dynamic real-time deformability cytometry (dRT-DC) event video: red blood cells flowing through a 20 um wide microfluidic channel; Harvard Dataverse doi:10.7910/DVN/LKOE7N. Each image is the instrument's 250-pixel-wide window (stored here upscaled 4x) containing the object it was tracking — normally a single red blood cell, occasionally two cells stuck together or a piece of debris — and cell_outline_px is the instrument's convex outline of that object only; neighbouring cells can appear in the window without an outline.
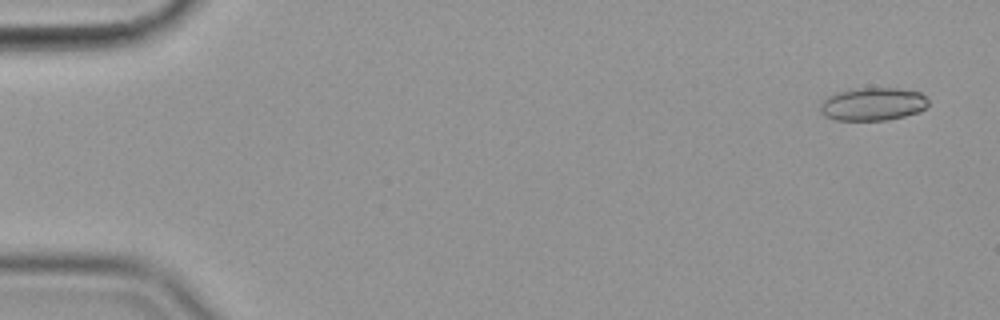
{"species": "common noctule bat (a hibernating species)", "species_latin": "Nyctalus noctula", "temperature_condition": "cold", "stored_images_in_passage": 55, "camera_frame_rate_fps": 3000, "um_per_image_px": 0.085, "animal": {"sex": "female", "body_mass_g": 19.9}, "frame": {"image": 1, "passage_image": 1, "time_ms": 0.0, "image_size_px": [1000, 320], "cell_outline_px": [[928, 104], [920, 112], [888, 120], [836, 120], [824, 116], [820, 112], [820, 104], [828, 96], [836, 92], [860, 88], [896, 88], [920, 92], [928, 100]], "centroid_in_image_um": [74.18, 8.85], "position_along_channel_um": 10.8, "area_um2": 20.81}}
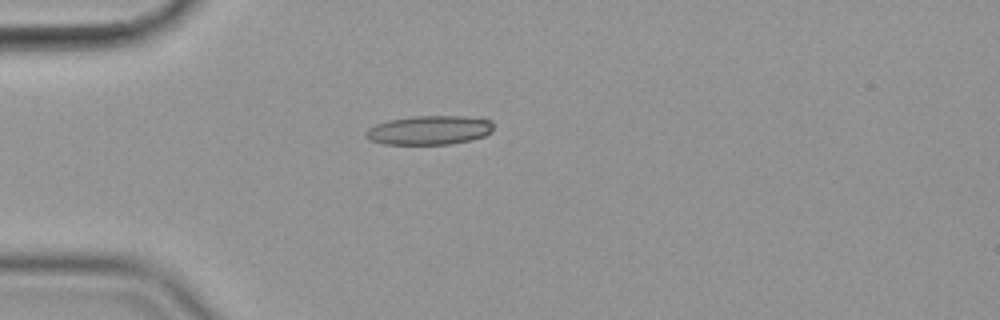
{"frame": {"image": 2, "passage_image": 14, "time_ms": 4.333, "image_size_px": [1000, 320], "cell_outline_px": [[492, 132], [484, 136], [472, 140], [452, 144], [384, 144], [368, 140], [364, 136], [364, 132], [368, 128], [376, 124], [388, 120], [416, 116], [484, 116], [492, 120]], "centroid_in_image_um": [36.53, 11.05], "position_along_channel_um": 48.5, "area_um2": 22.08}}
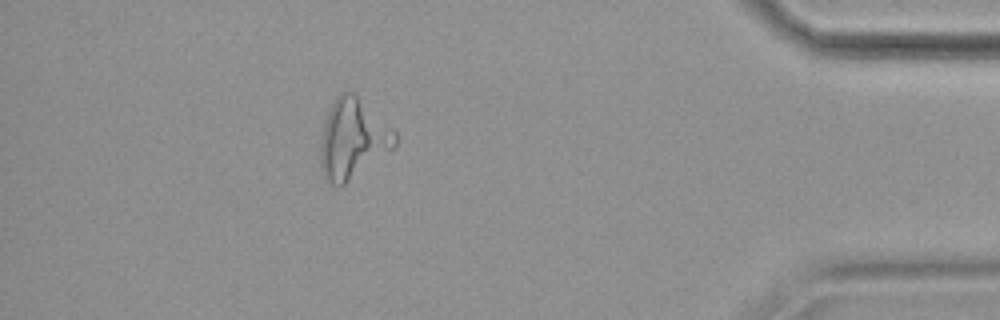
{"frame": {"image": 3, "passage_image": 49, "time_ms": 16.0, "image_size_px": [1000, 320], "cell_outline_px": [[396, 148], [340, 188], [336, 188], [324, 180], [320, 168], [320, 144], [324, 124], [328, 112], [336, 96], [340, 92], [352, 92], [392, 128], [396, 132]], "centroid_in_image_um": [29.97, 11.89], "position_along_channel_um": 405.2, "area_um2": 34.85}}